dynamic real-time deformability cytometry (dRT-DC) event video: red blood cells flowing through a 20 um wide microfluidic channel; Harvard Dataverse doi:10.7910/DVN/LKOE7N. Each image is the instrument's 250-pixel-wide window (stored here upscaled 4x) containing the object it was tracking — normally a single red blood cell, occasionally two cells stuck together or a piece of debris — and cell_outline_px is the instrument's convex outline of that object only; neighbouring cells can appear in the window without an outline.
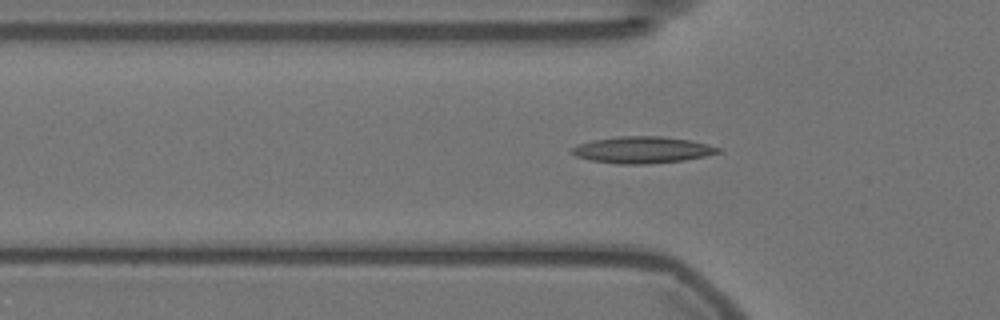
{"species": "Egyptian fruit bat (a non-hibernating species)", "species_latin": "Rousettus aegyptiacus", "temperature_condition": "warm", "stored_images_in_passage": 52, "segment_of_instrument_passage": [1, 2], "camera_frame_rate_fps": 3000, "um_per_image_px": 0.085, "animal": {"sex": "female"}, "frame": {"image": 1, "passage_image": 12, "time_ms": 3.667, "image_size_px": [1000, 320], "cell_outline_px": [[724, 152], [684, 160], [644, 164], [620, 164], [588, 160], [576, 156], [568, 152], [572, 148], [580, 144], [592, 140], [620, 136], [660, 136], [692, 140], [708, 144], [720, 148]], "centroid_in_image_um": [54.61, 12.74], "position_along_channel_um": 71.2, "area_um2": 22.77}}
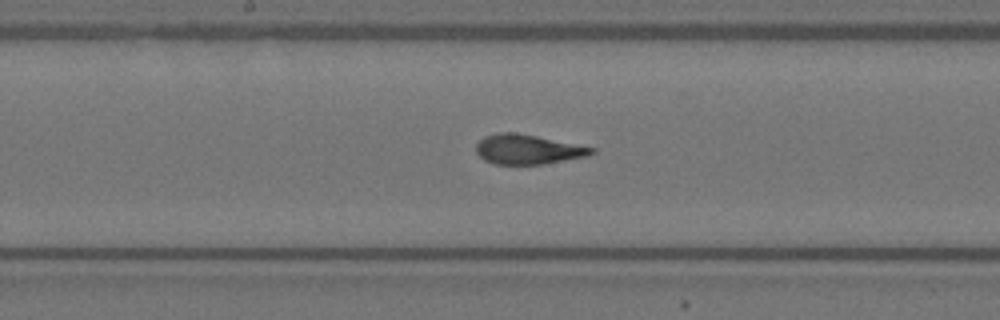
{"frame": {"image": 2, "passage_image": 23, "time_ms": 7.333, "image_size_px": [1000, 320], "cell_outline_px": [[596, 152], [588, 156], [544, 164], [496, 164], [484, 160], [476, 152], [476, 144], [484, 136], [496, 132], [512, 132], [536, 136], [596, 148]], "centroid_in_image_um": [44.86, 12.69], "position_along_channel_um": 203.3, "area_um2": 19.94}}
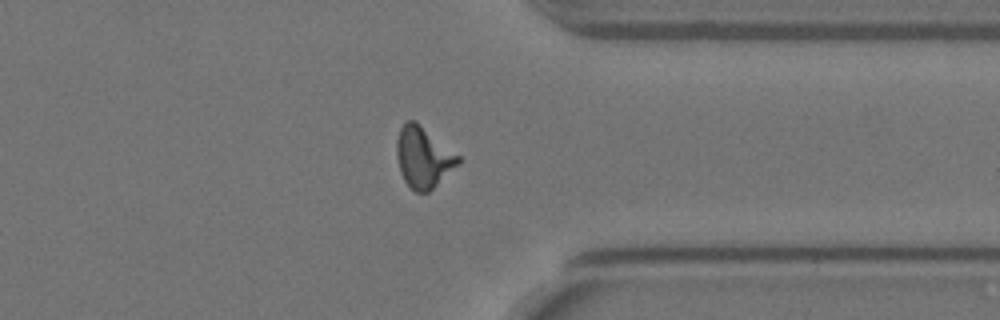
{"frame": {"image": 3, "passage_image": 38, "time_ms": 12.333, "image_size_px": [1000, 320], "cell_outline_px": [[460, 160], [428, 192], [416, 192], [404, 180], [400, 172], [396, 156], [396, 140], [400, 128], [408, 120], [416, 120], [460, 156]], "centroid_in_image_um": [35.93, 13.32], "position_along_channel_um": 375.5, "area_um2": 21.44}}